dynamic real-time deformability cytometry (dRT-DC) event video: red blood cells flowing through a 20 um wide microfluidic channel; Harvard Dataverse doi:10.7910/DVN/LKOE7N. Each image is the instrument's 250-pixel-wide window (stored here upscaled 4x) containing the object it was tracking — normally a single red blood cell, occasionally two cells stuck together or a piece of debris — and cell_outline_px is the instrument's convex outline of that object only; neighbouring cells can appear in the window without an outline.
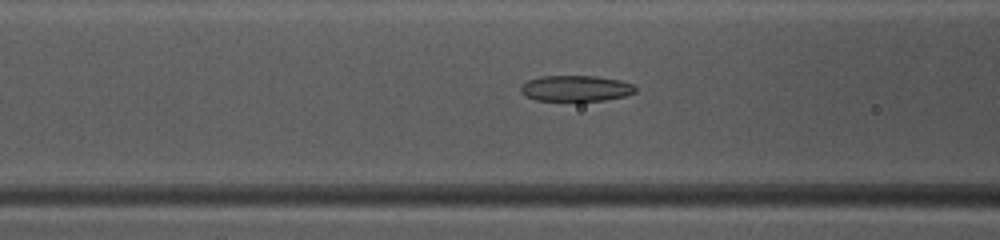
{"species": "common noctule bat (a hibernating species)", "species_latin": "Nyctalus noctula", "temperature_condition": "warm", "stored_images_in_passage": 51, "camera_frame_rate_fps": 3000, "um_per_image_px": 0.085, "animal": {"sex": "female", "body_mass_g": 10.0, "forearm_length_mm": 53.1}, "frame": {"image": 1, "passage_image": 21, "time_ms": 6.667, "image_size_px": [1000, 240], "cell_outline_px": [[636, 92], [624, 96], [604, 100], [536, 100], [524, 96], [520, 92], [520, 88], [528, 80], [540, 76], [596, 76], [620, 80], [632, 84], [636, 88]], "centroid_in_image_um": [48.93, 7.5], "position_along_channel_um": 117.7, "area_um2": 17.17}}
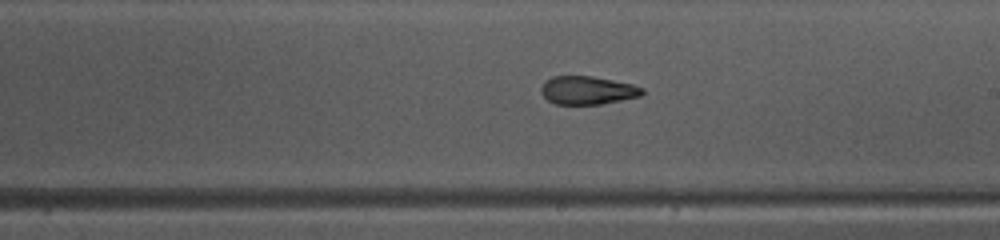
{"frame": {"image": 2, "passage_image": 30, "time_ms": 9.667, "image_size_px": [1000, 240], "cell_outline_px": [[644, 92], [640, 96], [600, 104], [556, 104], [548, 100], [540, 92], [540, 88], [544, 80], [552, 76], [592, 76], [632, 84], [644, 88]], "centroid_in_image_um": [49.9, 7.66], "position_along_channel_um": 239.1, "area_um2": 16.65}}
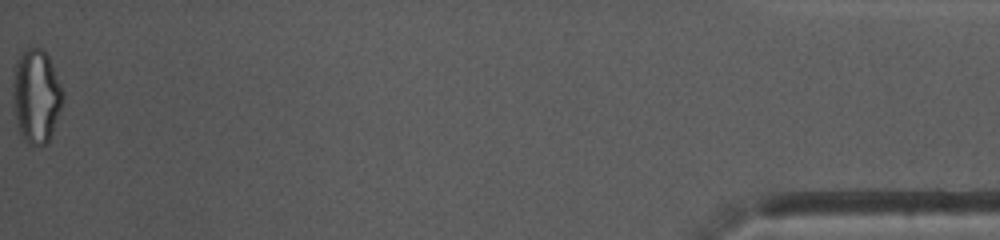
{"frame": {"image": 3, "passage_image": 51, "time_ms": 16.667, "image_size_px": [1000, 240], "cell_outline_px": [[64, 96], [52, 132], [48, 140], [44, 144], [32, 148], [24, 140], [20, 132], [16, 120], [12, 100], [12, 84], [16, 60], [20, 52], [28, 48], [44, 48], [52, 64], [64, 92]], "centroid_in_image_um": [3.05, 8.15], "position_along_channel_um": 432.1, "area_um2": 27.51}, "authors_computed_cell_mechanics": {"area_um2": 19.1318, "velocity_mm_per_s": 4.0381, "shape_relaxation_time_tau1_ms": null, "shape_relaxation_time_tau2_ms": 2.1103, "deformation_change_tau1": null, "deformation_change_tau2": 0.106}}